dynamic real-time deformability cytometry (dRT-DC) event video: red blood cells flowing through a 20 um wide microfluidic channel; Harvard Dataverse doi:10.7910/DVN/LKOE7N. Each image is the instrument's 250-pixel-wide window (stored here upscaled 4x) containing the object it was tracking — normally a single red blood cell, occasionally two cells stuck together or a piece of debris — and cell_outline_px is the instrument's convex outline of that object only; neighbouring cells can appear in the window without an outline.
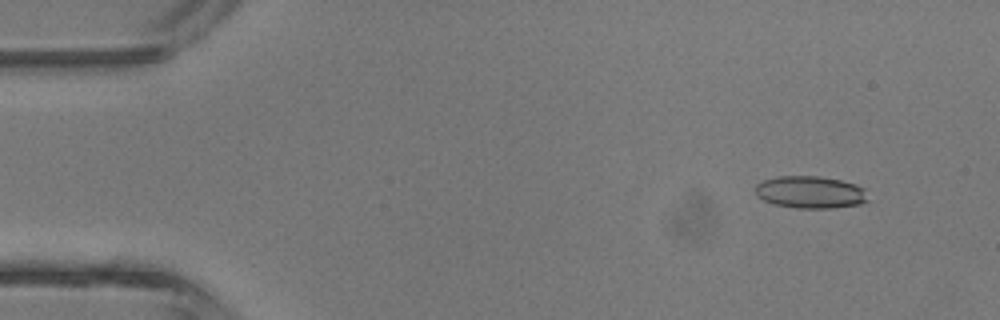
{"species": "common noctule bat (a hibernating species)", "species_latin": "Nyctalus noctula", "temperature_condition": "room temperature", "stored_images_in_passage": 4, "camera_frame_rate_fps": 3000, "um_per_image_px": 0.085, "animal": {"sex": "male", "body_mass_g": 13.3}, "frame": {"image": 1, "passage_image": 1, "time_ms": 0.0, "image_size_px": [1000, 320], "cell_outline_px": [[868, 200], [860, 204], [832, 208], [796, 208], [776, 204], [764, 200], [756, 196], [756, 184], [764, 180], [776, 176], [820, 176], [840, 180], [856, 184], [864, 188]], "centroid_in_image_um": [68.88, 16.33], "position_along_channel_um": 16.1, "area_um2": 21.15}}